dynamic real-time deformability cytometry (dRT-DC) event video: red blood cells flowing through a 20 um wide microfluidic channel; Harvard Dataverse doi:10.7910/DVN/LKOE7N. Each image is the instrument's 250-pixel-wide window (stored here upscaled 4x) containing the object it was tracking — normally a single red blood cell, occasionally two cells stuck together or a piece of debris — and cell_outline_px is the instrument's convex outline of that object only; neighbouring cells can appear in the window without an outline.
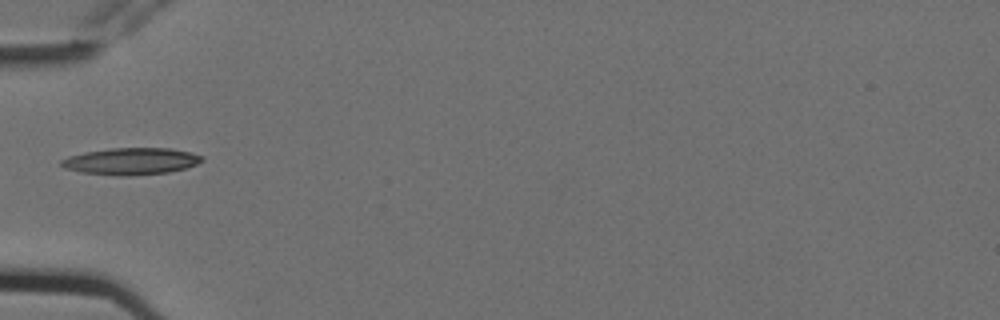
{"species": "Egyptian fruit bat (a non-hibernating species)", "species_latin": "Rousettus aegyptiacus", "temperature_condition": "cold", "stored_images_in_passage": 3, "camera_frame_rate_fps": 3000, "um_per_image_px": 0.085, "animal": {"sex": "female"}, "frame": {"image": 1, "passage_image": 1, "time_ms": 0.0, "image_size_px": [1000, 320], "cell_outline_px": [[204, 160], [196, 164], [184, 168], [168, 172], [128, 176], [120, 176], [80, 172], [64, 168], [60, 164], [60, 160], [68, 156], [84, 152], [112, 148], [172, 148], [192, 152], [204, 156]], "centroid_in_image_um": [11.14, 13.7], "position_along_channel_um": 73.9, "area_um2": 22.14}}
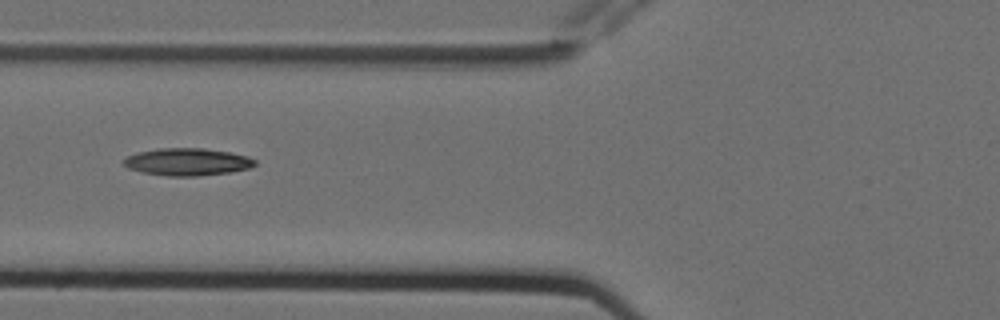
{"frame": {"image": 2, "passage_image": 2, "time_ms": 0.333, "image_size_px": [1000, 320], "cell_outline_px": [[256, 164], [252, 168], [232, 172], [196, 176], [168, 176], [144, 172], [128, 168], [120, 160], [124, 156], [136, 152], [160, 148], [204, 148], [228, 152], [248, 156], [256, 160]], "centroid_in_image_um": [15.91, 13.75], "position_along_channel_um": 109.9, "area_um2": 21.15}}
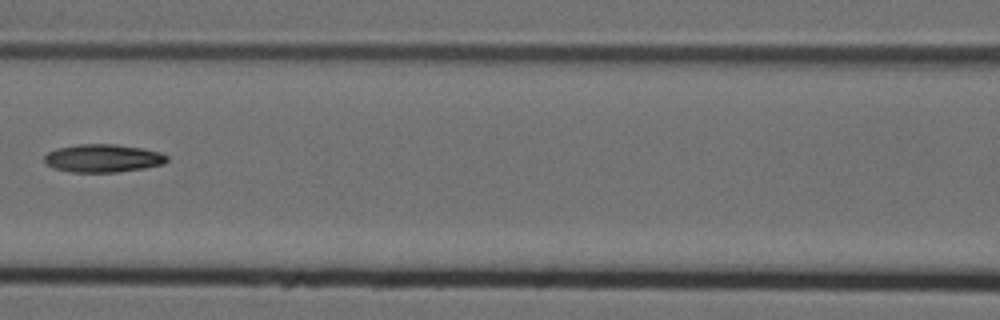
{"frame": {"image": 3, "passage_image": 3, "time_ms": 0.667, "image_size_px": [1000, 320], "cell_outline_px": [[168, 160], [164, 164], [144, 168], [116, 172], [68, 172], [52, 168], [44, 164], [44, 156], [48, 152], [56, 148], [76, 144], [116, 144], [144, 148], [160, 152], [168, 156]], "centroid_in_image_um": [8.72, 13.45], "position_along_channel_um": 157.9, "area_um2": 20.35}}